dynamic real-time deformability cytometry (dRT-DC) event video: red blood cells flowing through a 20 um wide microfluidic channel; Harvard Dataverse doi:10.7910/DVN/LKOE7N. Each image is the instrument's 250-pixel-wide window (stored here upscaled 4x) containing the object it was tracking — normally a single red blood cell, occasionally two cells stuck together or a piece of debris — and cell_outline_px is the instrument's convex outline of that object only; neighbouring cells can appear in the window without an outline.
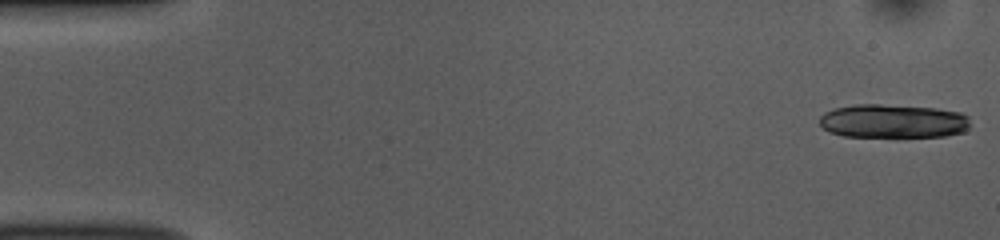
{"species": "common noctule bat (a hibernating species)", "species_latin": "Nyctalus noctula", "temperature_condition": "room temperature", "stored_images_in_passage": 52, "camera_frame_rate_fps": 3000, "um_per_image_px": 0.085, "animal": {"sex": "female", "body_mass_g": 10.0, "forearm_length_mm": 53.1}, "frame": {"image": 1, "passage_image": 1, "time_ms": 0.0, "image_size_px": [1000, 240], "cell_outline_px": [[968, 128], [964, 132], [944, 136], [844, 136], [828, 132], [820, 124], [820, 116], [824, 112], [832, 108], [856, 104], [880, 104], [936, 108], [960, 112], [968, 116]], "centroid_in_image_um": [75.88, 10.28], "position_along_channel_um": 9.1, "area_um2": 29.65}}
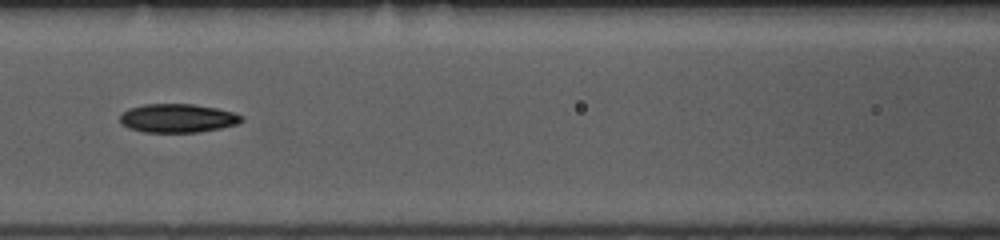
{"frame": {"image": 2, "passage_image": 23, "time_ms": 7.333, "image_size_px": [1000, 240], "cell_outline_px": [[244, 120], [236, 124], [220, 128], [200, 132], [144, 132], [128, 128], [120, 124], [120, 116], [128, 108], [144, 104], [192, 104], [216, 108], [236, 112], [244, 116]], "centroid_in_image_um": [15.11, 10.04], "position_along_channel_um": 151.5, "area_um2": 20.46}}
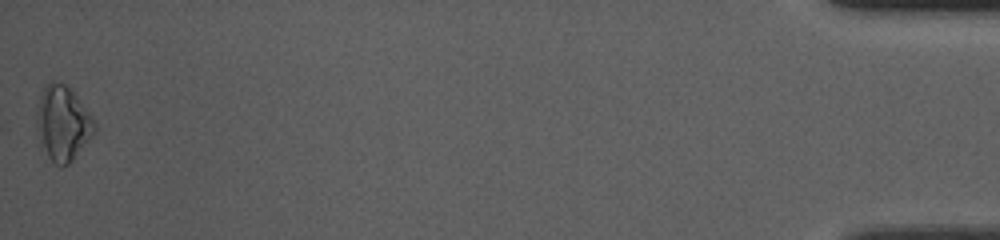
{"frame": {"image": 3, "passage_image": 52, "time_ms": 17.0, "image_size_px": [1000, 240], "cell_outline_px": [[96, 132], [72, 160], [68, 164], [60, 168], [48, 156], [40, 140], [36, 124], [36, 112], [40, 96], [44, 88], [52, 80], [64, 84], [76, 96], [92, 116], [96, 124]], "centroid_in_image_um": [5.35, 10.49], "position_along_channel_um": 429.9, "area_um2": 24.85}, "authors_computed_cell_mechanics": {"area_um2": 20.7791, "velocity_mm_per_s": 3.8584, "shape_relaxation_time_tau1_ms": 4.4507, "shape_relaxation_time_tau2_ms": null, "deformation_change_tau1": 0.1298, "deformation_change_tau2": null}}